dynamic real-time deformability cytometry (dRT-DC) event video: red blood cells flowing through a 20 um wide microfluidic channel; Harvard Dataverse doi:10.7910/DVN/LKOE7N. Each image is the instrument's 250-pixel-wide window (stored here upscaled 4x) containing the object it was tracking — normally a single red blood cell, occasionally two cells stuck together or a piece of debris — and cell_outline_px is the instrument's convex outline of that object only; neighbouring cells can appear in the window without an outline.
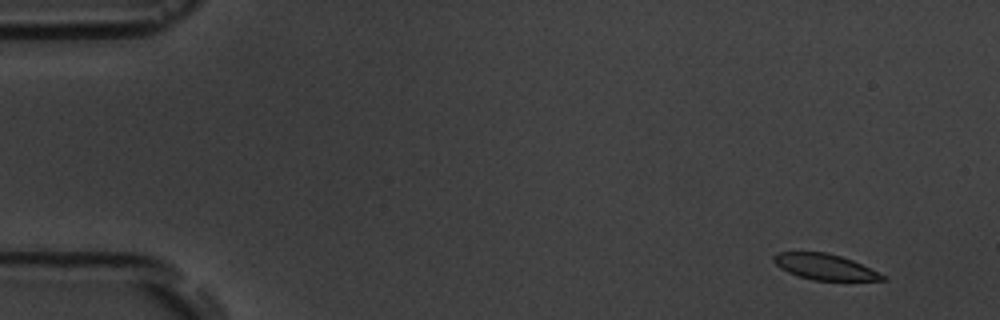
{"species": "common noctule bat (a hibernating species)", "species_latin": "Nyctalus noctula", "temperature_condition": "room temperature", "stored_images_in_passage": 5, "camera_frame_rate_fps": 3000, "um_per_image_px": 0.085, "animal": {"sex": "male", "body_mass_g": 19.5, "forearm_length_mm": 54.6}, "frame": {"image": 1, "passage_image": 1, "time_ms": 0.0, "image_size_px": [1000, 320], "cell_outline_px": [[888, 280], [812, 280], [788, 272], [780, 268], [772, 260], [772, 256], [776, 252], [828, 252], [852, 260], [888, 276]], "centroid_in_image_um": [70.11, 22.67], "position_along_channel_um": 14.9, "area_um2": 16.36}}